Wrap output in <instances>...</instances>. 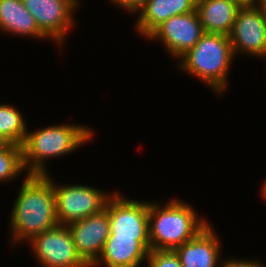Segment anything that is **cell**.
<instances>
[{"instance_id":"cell-1","label":"cell","mask_w":266,"mask_h":267,"mask_svg":"<svg viewBox=\"0 0 266 267\" xmlns=\"http://www.w3.org/2000/svg\"><path fill=\"white\" fill-rule=\"evenodd\" d=\"M48 175H26L10 216L12 245L30 241L58 225L53 179Z\"/></svg>"},{"instance_id":"cell-2","label":"cell","mask_w":266,"mask_h":267,"mask_svg":"<svg viewBox=\"0 0 266 267\" xmlns=\"http://www.w3.org/2000/svg\"><path fill=\"white\" fill-rule=\"evenodd\" d=\"M94 131L86 126L59 124L33 132L27 129L22 145L23 164L27 175H48V158L61 157L77 151L91 139ZM46 160V161H45Z\"/></svg>"},{"instance_id":"cell-3","label":"cell","mask_w":266,"mask_h":267,"mask_svg":"<svg viewBox=\"0 0 266 267\" xmlns=\"http://www.w3.org/2000/svg\"><path fill=\"white\" fill-rule=\"evenodd\" d=\"M148 219L150 250H175L209 223L190 204L177 198L165 206L149 202Z\"/></svg>"},{"instance_id":"cell-4","label":"cell","mask_w":266,"mask_h":267,"mask_svg":"<svg viewBox=\"0 0 266 267\" xmlns=\"http://www.w3.org/2000/svg\"><path fill=\"white\" fill-rule=\"evenodd\" d=\"M233 58L235 55L228 35L205 32L195 46L179 58L178 67L220 95L229 85L228 72Z\"/></svg>"},{"instance_id":"cell-5","label":"cell","mask_w":266,"mask_h":267,"mask_svg":"<svg viewBox=\"0 0 266 267\" xmlns=\"http://www.w3.org/2000/svg\"><path fill=\"white\" fill-rule=\"evenodd\" d=\"M55 184L57 183H53L57 221L66 226L102 211L113 193L82 184Z\"/></svg>"},{"instance_id":"cell-6","label":"cell","mask_w":266,"mask_h":267,"mask_svg":"<svg viewBox=\"0 0 266 267\" xmlns=\"http://www.w3.org/2000/svg\"><path fill=\"white\" fill-rule=\"evenodd\" d=\"M29 244L43 267H89L77 254L66 225L58 224L36 235Z\"/></svg>"},{"instance_id":"cell-7","label":"cell","mask_w":266,"mask_h":267,"mask_svg":"<svg viewBox=\"0 0 266 267\" xmlns=\"http://www.w3.org/2000/svg\"><path fill=\"white\" fill-rule=\"evenodd\" d=\"M105 209L108 211L110 235L125 238H149V203L131 200L112 193Z\"/></svg>"},{"instance_id":"cell-8","label":"cell","mask_w":266,"mask_h":267,"mask_svg":"<svg viewBox=\"0 0 266 267\" xmlns=\"http://www.w3.org/2000/svg\"><path fill=\"white\" fill-rule=\"evenodd\" d=\"M197 10L172 16L156 27L146 38L163 44L172 58L183 56L204 34Z\"/></svg>"},{"instance_id":"cell-9","label":"cell","mask_w":266,"mask_h":267,"mask_svg":"<svg viewBox=\"0 0 266 267\" xmlns=\"http://www.w3.org/2000/svg\"><path fill=\"white\" fill-rule=\"evenodd\" d=\"M40 31L59 45L74 27L73 14L80 0H22Z\"/></svg>"},{"instance_id":"cell-10","label":"cell","mask_w":266,"mask_h":267,"mask_svg":"<svg viewBox=\"0 0 266 267\" xmlns=\"http://www.w3.org/2000/svg\"><path fill=\"white\" fill-rule=\"evenodd\" d=\"M229 37L235 56L266 58V13L258 6L240 7Z\"/></svg>"},{"instance_id":"cell-11","label":"cell","mask_w":266,"mask_h":267,"mask_svg":"<svg viewBox=\"0 0 266 267\" xmlns=\"http://www.w3.org/2000/svg\"><path fill=\"white\" fill-rule=\"evenodd\" d=\"M77 254L91 267L100 257L110 235L108 211L104 208L97 214L68 224Z\"/></svg>"},{"instance_id":"cell-12","label":"cell","mask_w":266,"mask_h":267,"mask_svg":"<svg viewBox=\"0 0 266 267\" xmlns=\"http://www.w3.org/2000/svg\"><path fill=\"white\" fill-rule=\"evenodd\" d=\"M150 251L149 238L109 235L98 260L91 267H140Z\"/></svg>"},{"instance_id":"cell-13","label":"cell","mask_w":266,"mask_h":267,"mask_svg":"<svg viewBox=\"0 0 266 267\" xmlns=\"http://www.w3.org/2000/svg\"><path fill=\"white\" fill-rule=\"evenodd\" d=\"M211 224H207L190 241L175 249L182 267H219L221 242Z\"/></svg>"},{"instance_id":"cell-14","label":"cell","mask_w":266,"mask_h":267,"mask_svg":"<svg viewBox=\"0 0 266 267\" xmlns=\"http://www.w3.org/2000/svg\"><path fill=\"white\" fill-rule=\"evenodd\" d=\"M196 10L195 0H147L137 12L136 29L145 38L161 23L172 16Z\"/></svg>"},{"instance_id":"cell-15","label":"cell","mask_w":266,"mask_h":267,"mask_svg":"<svg viewBox=\"0 0 266 267\" xmlns=\"http://www.w3.org/2000/svg\"><path fill=\"white\" fill-rule=\"evenodd\" d=\"M240 6L233 0H199L196 10L206 33L230 35Z\"/></svg>"},{"instance_id":"cell-16","label":"cell","mask_w":266,"mask_h":267,"mask_svg":"<svg viewBox=\"0 0 266 267\" xmlns=\"http://www.w3.org/2000/svg\"><path fill=\"white\" fill-rule=\"evenodd\" d=\"M1 31L38 39L47 37L40 31L35 19L28 12L22 0H0Z\"/></svg>"},{"instance_id":"cell-17","label":"cell","mask_w":266,"mask_h":267,"mask_svg":"<svg viewBox=\"0 0 266 267\" xmlns=\"http://www.w3.org/2000/svg\"><path fill=\"white\" fill-rule=\"evenodd\" d=\"M27 133V123L13 105L0 103V136L7 142L22 146Z\"/></svg>"},{"instance_id":"cell-18","label":"cell","mask_w":266,"mask_h":267,"mask_svg":"<svg viewBox=\"0 0 266 267\" xmlns=\"http://www.w3.org/2000/svg\"><path fill=\"white\" fill-rule=\"evenodd\" d=\"M25 171L22 146L7 143L0 148V182H9Z\"/></svg>"},{"instance_id":"cell-19","label":"cell","mask_w":266,"mask_h":267,"mask_svg":"<svg viewBox=\"0 0 266 267\" xmlns=\"http://www.w3.org/2000/svg\"><path fill=\"white\" fill-rule=\"evenodd\" d=\"M146 262L148 267H182L175 250H150Z\"/></svg>"},{"instance_id":"cell-20","label":"cell","mask_w":266,"mask_h":267,"mask_svg":"<svg viewBox=\"0 0 266 267\" xmlns=\"http://www.w3.org/2000/svg\"><path fill=\"white\" fill-rule=\"evenodd\" d=\"M219 267H266L265 265L261 264L260 261L254 259H236V258H225L220 263Z\"/></svg>"},{"instance_id":"cell-21","label":"cell","mask_w":266,"mask_h":267,"mask_svg":"<svg viewBox=\"0 0 266 267\" xmlns=\"http://www.w3.org/2000/svg\"><path fill=\"white\" fill-rule=\"evenodd\" d=\"M112 3L116 6H119V8H122L126 12L129 13H137L147 2V0H110ZM135 12V13H134Z\"/></svg>"},{"instance_id":"cell-22","label":"cell","mask_w":266,"mask_h":267,"mask_svg":"<svg viewBox=\"0 0 266 267\" xmlns=\"http://www.w3.org/2000/svg\"><path fill=\"white\" fill-rule=\"evenodd\" d=\"M236 2L240 7L246 6H258L259 0H233Z\"/></svg>"},{"instance_id":"cell-23","label":"cell","mask_w":266,"mask_h":267,"mask_svg":"<svg viewBox=\"0 0 266 267\" xmlns=\"http://www.w3.org/2000/svg\"><path fill=\"white\" fill-rule=\"evenodd\" d=\"M258 7L266 13V0H259Z\"/></svg>"},{"instance_id":"cell-24","label":"cell","mask_w":266,"mask_h":267,"mask_svg":"<svg viewBox=\"0 0 266 267\" xmlns=\"http://www.w3.org/2000/svg\"><path fill=\"white\" fill-rule=\"evenodd\" d=\"M260 190H261V195H262L263 199L265 200L266 199V179H265Z\"/></svg>"},{"instance_id":"cell-25","label":"cell","mask_w":266,"mask_h":267,"mask_svg":"<svg viewBox=\"0 0 266 267\" xmlns=\"http://www.w3.org/2000/svg\"><path fill=\"white\" fill-rule=\"evenodd\" d=\"M7 142L0 136V148L5 146Z\"/></svg>"}]
</instances>
